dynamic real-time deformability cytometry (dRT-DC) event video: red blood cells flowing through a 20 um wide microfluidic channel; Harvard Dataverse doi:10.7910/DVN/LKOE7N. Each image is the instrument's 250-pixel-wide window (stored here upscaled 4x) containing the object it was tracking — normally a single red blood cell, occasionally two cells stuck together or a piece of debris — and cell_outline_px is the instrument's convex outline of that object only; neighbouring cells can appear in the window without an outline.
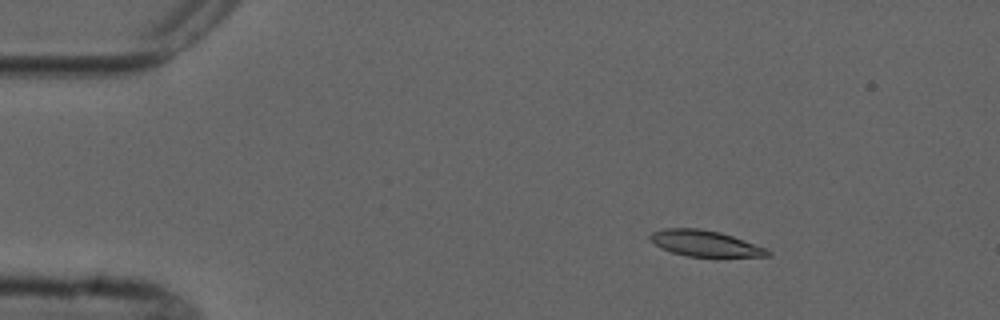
{"species": "common noctule bat (a hibernating species)", "species_latin": "Nyctalus noctula", "temperature_condition": "cold", "stored_images_in_passage": 6, "camera_frame_rate_fps": 3000, "um_per_image_px": 0.085, "animal": {"sex": "male", "forearm_length_mm": 52.5}, "frame": {"image": 1, "passage_image": 3, "time_ms": 2.333, "image_size_px": [1000, 320], "cell_outline_px": [[772, 256], [688, 256], [672, 252], [660, 248], [648, 240], [648, 236], [652, 232], [664, 228], [700, 228], [720, 232], [768, 248], [772, 252]], "centroid_in_image_um": [59.91, 20.68], "position_along_channel_um": 25.1, "area_um2": 17.86}}
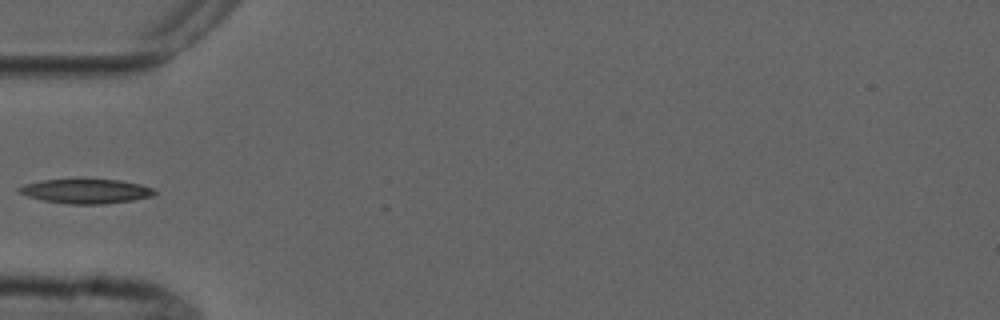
{"frame": {"image": 2, "passage_image": 6, "time_ms": 5.667, "image_size_px": [1000, 320], "cell_outline_px": [[156, 192], [152, 196], [132, 200], [104, 204], [68, 204], [44, 200], [28, 196], [16, 192], [16, 188], [24, 184], [40, 180], [80, 176], [120, 180], [140, 184], [152, 188]], "centroid_in_image_um": [7.24, 16.19], "position_along_channel_um": 77.8, "area_um2": 20.29}}